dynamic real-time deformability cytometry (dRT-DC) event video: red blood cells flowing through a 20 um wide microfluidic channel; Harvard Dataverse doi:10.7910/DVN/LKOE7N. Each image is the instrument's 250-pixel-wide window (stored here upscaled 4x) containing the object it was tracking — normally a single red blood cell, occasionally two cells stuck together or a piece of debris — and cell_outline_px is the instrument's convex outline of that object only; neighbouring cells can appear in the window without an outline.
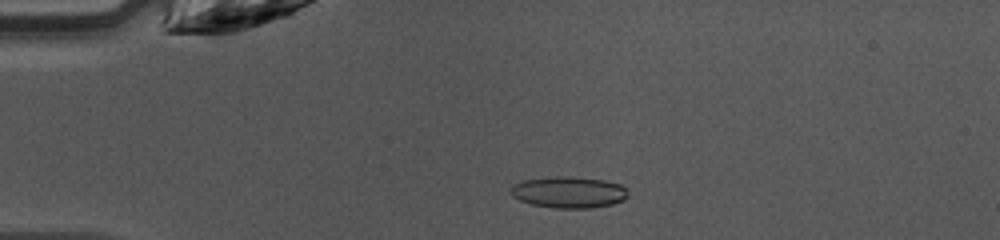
{"species": "common noctule bat (a hibernating species)", "species_latin": "Nyctalus noctula", "temperature_condition": "warm", "stored_images_in_passage": 47, "camera_frame_rate_fps": 3000, "um_per_image_px": 0.085, "animal": {"sex": "female", "body_mass_g": 10.0, "forearm_length_mm": 53.1}, "frame": {"image": 1, "passage_image": 11, "time_ms": 3.333, "image_size_px": [1000, 240], "cell_outline_px": [[628, 196], [624, 200], [612, 204], [592, 208], [556, 208], [532, 204], [520, 200], [512, 196], [512, 184], [524, 180], [564, 176], [604, 180], [620, 184], [624, 188]], "centroid_in_image_um": [48.36, 16.35], "position_along_channel_um": 36.6, "area_um2": 21.15}}
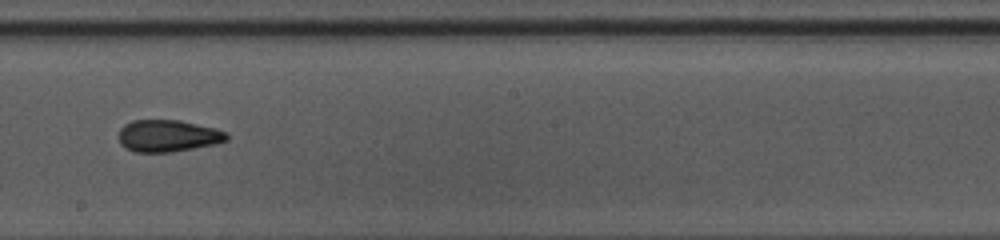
{"frame": {"image": 2, "passage_image": 27, "time_ms": 8.667, "image_size_px": [1000, 240], "cell_outline_px": [[228, 140], [216, 144], [172, 152], [136, 152], [124, 148], [120, 144], [116, 136], [120, 128], [124, 124], [132, 120], [180, 120], [216, 128], [228, 132]], "centroid_in_image_um": [14.25, 11.54], "position_along_channel_um": 234.0, "area_um2": 20.52}}
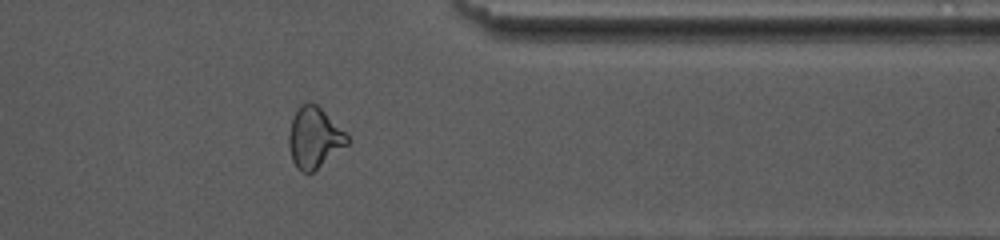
{"frame": {"image": 3, "passage_image": 38, "time_ms": 12.333, "image_size_px": [1000, 240], "cell_outline_px": [[352, 140], [348, 144], [312, 172], [300, 172], [296, 168], [292, 160], [288, 144], [288, 132], [292, 120], [300, 104], [316, 104]], "centroid_in_image_um": [26.69, 11.74], "position_along_channel_um": 384.7, "area_um2": 20.29}}